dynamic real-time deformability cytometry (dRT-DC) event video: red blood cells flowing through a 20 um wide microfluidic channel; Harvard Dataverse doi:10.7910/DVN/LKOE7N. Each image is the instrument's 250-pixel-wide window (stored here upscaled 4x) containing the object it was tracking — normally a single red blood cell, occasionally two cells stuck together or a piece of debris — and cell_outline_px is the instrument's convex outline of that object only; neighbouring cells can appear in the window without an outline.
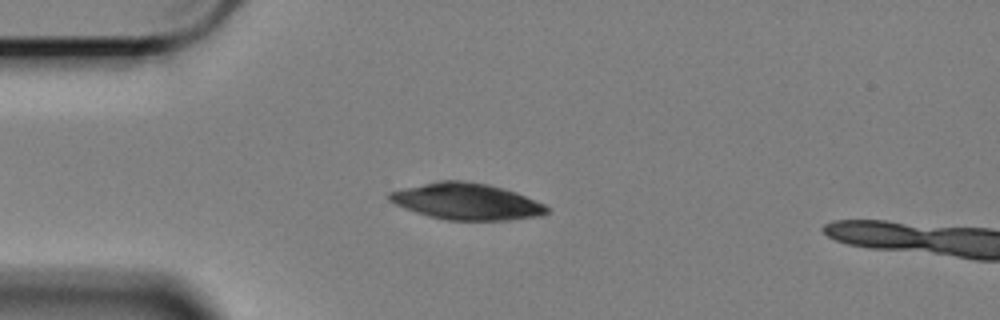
{"species": "Egyptian fruit bat (a non-hibernating species)", "species_latin": "Rousettus aegyptiacus", "temperature_condition": "cold", "stored_images_in_passage": 15, "camera_frame_rate_fps": 3000, "um_per_image_px": 0.085, "animal": {"sex": "female"}, "frame": {"image": 1, "passage_image": 10, "time_ms": 3.0, "image_size_px": [1000, 320], "cell_outline_px": [[548, 212], [540, 216], [512, 220], [444, 220], [428, 216], [404, 208], [388, 200], [388, 192], [404, 188], [440, 180], [460, 180], [488, 184], [504, 188], [516, 192], [544, 204], [548, 208]], "centroid_in_image_um": [39.66, 17.13], "position_along_channel_um": 45.3, "area_um2": 33.47}}